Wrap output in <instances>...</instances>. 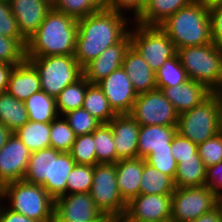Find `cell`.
Segmentation results:
<instances>
[{
  "label": "cell",
  "instance_id": "obj_1",
  "mask_svg": "<svg viewBox=\"0 0 222 222\" xmlns=\"http://www.w3.org/2000/svg\"><path fill=\"white\" fill-rule=\"evenodd\" d=\"M124 15L125 13L104 6L99 11L77 20L74 58L82 68L129 33L128 22L133 24V19L131 15L130 18Z\"/></svg>",
  "mask_w": 222,
  "mask_h": 222
},
{
  "label": "cell",
  "instance_id": "obj_44",
  "mask_svg": "<svg viewBox=\"0 0 222 222\" xmlns=\"http://www.w3.org/2000/svg\"><path fill=\"white\" fill-rule=\"evenodd\" d=\"M198 153L205 167L222 161V131L198 145Z\"/></svg>",
  "mask_w": 222,
  "mask_h": 222
},
{
  "label": "cell",
  "instance_id": "obj_17",
  "mask_svg": "<svg viewBox=\"0 0 222 222\" xmlns=\"http://www.w3.org/2000/svg\"><path fill=\"white\" fill-rule=\"evenodd\" d=\"M108 124L115 141L117 162L138 158L139 123L130 114H117Z\"/></svg>",
  "mask_w": 222,
  "mask_h": 222
},
{
  "label": "cell",
  "instance_id": "obj_20",
  "mask_svg": "<svg viewBox=\"0 0 222 222\" xmlns=\"http://www.w3.org/2000/svg\"><path fill=\"white\" fill-rule=\"evenodd\" d=\"M122 67L137 94L156 89L155 72L131 45L125 52Z\"/></svg>",
  "mask_w": 222,
  "mask_h": 222
},
{
  "label": "cell",
  "instance_id": "obj_16",
  "mask_svg": "<svg viewBox=\"0 0 222 222\" xmlns=\"http://www.w3.org/2000/svg\"><path fill=\"white\" fill-rule=\"evenodd\" d=\"M131 45L130 31L118 43L106 48L97 58L83 67V76L97 84L110 73L122 67L125 52Z\"/></svg>",
  "mask_w": 222,
  "mask_h": 222
},
{
  "label": "cell",
  "instance_id": "obj_5",
  "mask_svg": "<svg viewBox=\"0 0 222 222\" xmlns=\"http://www.w3.org/2000/svg\"><path fill=\"white\" fill-rule=\"evenodd\" d=\"M222 131V102L212 93L179 115L177 132L197 146Z\"/></svg>",
  "mask_w": 222,
  "mask_h": 222
},
{
  "label": "cell",
  "instance_id": "obj_42",
  "mask_svg": "<svg viewBox=\"0 0 222 222\" xmlns=\"http://www.w3.org/2000/svg\"><path fill=\"white\" fill-rule=\"evenodd\" d=\"M25 59V47L17 39L0 34V63L18 65Z\"/></svg>",
  "mask_w": 222,
  "mask_h": 222
},
{
  "label": "cell",
  "instance_id": "obj_12",
  "mask_svg": "<svg viewBox=\"0 0 222 222\" xmlns=\"http://www.w3.org/2000/svg\"><path fill=\"white\" fill-rule=\"evenodd\" d=\"M58 222H109L89 193L66 194L54 199Z\"/></svg>",
  "mask_w": 222,
  "mask_h": 222
},
{
  "label": "cell",
  "instance_id": "obj_19",
  "mask_svg": "<svg viewBox=\"0 0 222 222\" xmlns=\"http://www.w3.org/2000/svg\"><path fill=\"white\" fill-rule=\"evenodd\" d=\"M160 90L179 115L199 105L212 94V90L205 84L192 79L174 87H162Z\"/></svg>",
  "mask_w": 222,
  "mask_h": 222
},
{
  "label": "cell",
  "instance_id": "obj_39",
  "mask_svg": "<svg viewBox=\"0 0 222 222\" xmlns=\"http://www.w3.org/2000/svg\"><path fill=\"white\" fill-rule=\"evenodd\" d=\"M69 153L76 164L95 166L97 158L94 145V131L90 134L76 136Z\"/></svg>",
  "mask_w": 222,
  "mask_h": 222
},
{
  "label": "cell",
  "instance_id": "obj_23",
  "mask_svg": "<svg viewBox=\"0 0 222 222\" xmlns=\"http://www.w3.org/2000/svg\"><path fill=\"white\" fill-rule=\"evenodd\" d=\"M177 126L140 125L138 136V157L145 158L151 150L171 148Z\"/></svg>",
  "mask_w": 222,
  "mask_h": 222
},
{
  "label": "cell",
  "instance_id": "obj_47",
  "mask_svg": "<svg viewBox=\"0 0 222 222\" xmlns=\"http://www.w3.org/2000/svg\"><path fill=\"white\" fill-rule=\"evenodd\" d=\"M209 15L212 40L222 47V2L209 6Z\"/></svg>",
  "mask_w": 222,
  "mask_h": 222
},
{
  "label": "cell",
  "instance_id": "obj_21",
  "mask_svg": "<svg viewBox=\"0 0 222 222\" xmlns=\"http://www.w3.org/2000/svg\"><path fill=\"white\" fill-rule=\"evenodd\" d=\"M41 90L39 74L27 59L14 66L6 90L8 94L24 102L33 93Z\"/></svg>",
  "mask_w": 222,
  "mask_h": 222
},
{
  "label": "cell",
  "instance_id": "obj_10",
  "mask_svg": "<svg viewBox=\"0 0 222 222\" xmlns=\"http://www.w3.org/2000/svg\"><path fill=\"white\" fill-rule=\"evenodd\" d=\"M222 199L206 186L175 188L171 195V222H189L212 211Z\"/></svg>",
  "mask_w": 222,
  "mask_h": 222
},
{
  "label": "cell",
  "instance_id": "obj_41",
  "mask_svg": "<svg viewBox=\"0 0 222 222\" xmlns=\"http://www.w3.org/2000/svg\"><path fill=\"white\" fill-rule=\"evenodd\" d=\"M146 163L156 168L163 174L170 176L173 180L177 170V162L171 154V148L161 150H151L144 158Z\"/></svg>",
  "mask_w": 222,
  "mask_h": 222
},
{
  "label": "cell",
  "instance_id": "obj_22",
  "mask_svg": "<svg viewBox=\"0 0 222 222\" xmlns=\"http://www.w3.org/2000/svg\"><path fill=\"white\" fill-rule=\"evenodd\" d=\"M143 167L144 158L140 157L116 162L117 187L126 203L140 194Z\"/></svg>",
  "mask_w": 222,
  "mask_h": 222
},
{
  "label": "cell",
  "instance_id": "obj_18",
  "mask_svg": "<svg viewBox=\"0 0 222 222\" xmlns=\"http://www.w3.org/2000/svg\"><path fill=\"white\" fill-rule=\"evenodd\" d=\"M21 35L27 40L45 20L52 8L48 0H8Z\"/></svg>",
  "mask_w": 222,
  "mask_h": 222
},
{
  "label": "cell",
  "instance_id": "obj_15",
  "mask_svg": "<svg viewBox=\"0 0 222 222\" xmlns=\"http://www.w3.org/2000/svg\"><path fill=\"white\" fill-rule=\"evenodd\" d=\"M30 154L26 145L15 133H12L6 144L0 149V183L2 186L23 180Z\"/></svg>",
  "mask_w": 222,
  "mask_h": 222
},
{
  "label": "cell",
  "instance_id": "obj_8",
  "mask_svg": "<svg viewBox=\"0 0 222 222\" xmlns=\"http://www.w3.org/2000/svg\"><path fill=\"white\" fill-rule=\"evenodd\" d=\"M134 24L130 27L134 28L133 31L130 29L131 46L156 72L168 58L177 53V49L159 26Z\"/></svg>",
  "mask_w": 222,
  "mask_h": 222
},
{
  "label": "cell",
  "instance_id": "obj_45",
  "mask_svg": "<svg viewBox=\"0 0 222 222\" xmlns=\"http://www.w3.org/2000/svg\"><path fill=\"white\" fill-rule=\"evenodd\" d=\"M171 154L178 162L180 158L193 157V154H199L198 146L177 132L171 142Z\"/></svg>",
  "mask_w": 222,
  "mask_h": 222
},
{
  "label": "cell",
  "instance_id": "obj_25",
  "mask_svg": "<svg viewBox=\"0 0 222 222\" xmlns=\"http://www.w3.org/2000/svg\"><path fill=\"white\" fill-rule=\"evenodd\" d=\"M192 1L194 0H148L133 22L144 26H159L169 16L188 6Z\"/></svg>",
  "mask_w": 222,
  "mask_h": 222
},
{
  "label": "cell",
  "instance_id": "obj_7",
  "mask_svg": "<svg viewBox=\"0 0 222 222\" xmlns=\"http://www.w3.org/2000/svg\"><path fill=\"white\" fill-rule=\"evenodd\" d=\"M37 70L41 89L56 98L69 84L83 76V68L74 55L25 56Z\"/></svg>",
  "mask_w": 222,
  "mask_h": 222
},
{
  "label": "cell",
  "instance_id": "obj_40",
  "mask_svg": "<svg viewBox=\"0 0 222 222\" xmlns=\"http://www.w3.org/2000/svg\"><path fill=\"white\" fill-rule=\"evenodd\" d=\"M63 116L76 136L90 134L101 124L84 108L68 111Z\"/></svg>",
  "mask_w": 222,
  "mask_h": 222
},
{
  "label": "cell",
  "instance_id": "obj_46",
  "mask_svg": "<svg viewBox=\"0 0 222 222\" xmlns=\"http://www.w3.org/2000/svg\"><path fill=\"white\" fill-rule=\"evenodd\" d=\"M145 4V0H109L105 7L120 13L132 11L133 19L135 20L144 9Z\"/></svg>",
  "mask_w": 222,
  "mask_h": 222
},
{
  "label": "cell",
  "instance_id": "obj_3",
  "mask_svg": "<svg viewBox=\"0 0 222 222\" xmlns=\"http://www.w3.org/2000/svg\"><path fill=\"white\" fill-rule=\"evenodd\" d=\"M159 27L176 49L213 43L209 6L199 0L169 16Z\"/></svg>",
  "mask_w": 222,
  "mask_h": 222
},
{
  "label": "cell",
  "instance_id": "obj_9",
  "mask_svg": "<svg viewBox=\"0 0 222 222\" xmlns=\"http://www.w3.org/2000/svg\"><path fill=\"white\" fill-rule=\"evenodd\" d=\"M89 194L108 220L126 212L127 203L117 187L116 163H98L94 166Z\"/></svg>",
  "mask_w": 222,
  "mask_h": 222
},
{
  "label": "cell",
  "instance_id": "obj_4",
  "mask_svg": "<svg viewBox=\"0 0 222 222\" xmlns=\"http://www.w3.org/2000/svg\"><path fill=\"white\" fill-rule=\"evenodd\" d=\"M8 199L9 209L30 219L52 222L54 219V199L37 184L24 180L3 185L2 202Z\"/></svg>",
  "mask_w": 222,
  "mask_h": 222
},
{
  "label": "cell",
  "instance_id": "obj_6",
  "mask_svg": "<svg viewBox=\"0 0 222 222\" xmlns=\"http://www.w3.org/2000/svg\"><path fill=\"white\" fill-rule=\"evenodd\" d=\"M177 56L189 79L214 90L222 75V47L214 42L188 46L177 49Z\"/></svg>",
  "mask_w": 222,
  "mask_h": 222
},
{
  "label": "cell",
  "instance_id": "obj_24",
  "mask_svg": "<svg viewBox=\"0 0 222 222\" xmlns=\"http://www.w3.org/2000/svg\"><path fill=\"white\" fill-rule=\"evenodd\" d=\"M75 164L69 152H60L52 148L51 181H46L42 187L53 199L66 195L67 176Z\"/></svg>",
  "mask_w": 222,
  "mask_h": 222
},
{
  "label": "cell",
  "instance_id": "obj_56",
  "mask_svg": "<svg viewBox=\"0 0 222 222\" xmlns=\"http://www.w3.org/2000/svg\"><path fill=\"white\" fill-rule=\"evenodd\" d=\"M2 190H3V186L0 183V200H1V197H2Z\"/></svg>",
  "mask_w": 222,
  "mask_h": 222
},
{
  "label": "cell",
  "instance_id": "obj_14",
  "mask_svg": "<svg viewBox=\"0 0 222 222\" xmlns=\"http://www.w3.org/2000/svg\"><path fill=\"white\" fill-rule=\"evenodd\" d=\"M125 214L137 222H171V195L139 194L127 203Z\"/></svg>",
  "mask_w": 222,
  "mask_h": 222
},
{
  "label": "cell",
  "instance_id": "obj_2",
  "mask_svg": "<svg viewBox=\"0 0 222 222\" xmlns=\"http://www.w3.org/2000/svg\"><path fill=\"white\" fill-rule=\"evenodd\" d=\"M77 31V19L51 8L27 39L25 56L74 55Z\"/></svg>",
  "mask_w": 222,
  "mask_h": 222
},
{
  "label": "cell",
  "instance_id": "obj_11",
  "mask_svg": "<svg viewBox=\"0 0 222 222\" xmlns=\"http://www.w3.org/2000/svg\"><path fill=\"white\" fill-rule=\"evenodd\" d=\"M139 125L177 126L179 114L160 89L137 95L129 113Z\"/></svg>",
  "mask_w": 222,
  "mask_h": 222
},
{
  "label": "cell",
  "instance_id": "obj_57",
  "mask_svg": "<svg viewBox=\"0 0 222 222\" xmlns=\"http://www.w3.org/2000/svg\"><path fill=\"white\" fill-rule=\"evenodd\" d=\"M104 4H106L109 0H101Z\"/></svg>",
  "mask_w": 222,
  "mask_h": 222
},
{
  "label": "cell",
  "instance_id": "obj_48",
  "mask_svg": "<svg viewBox=\"0 0 222 222\" xmlns=\"http://www.w3.org/2000/svg\"><path fill=\"white\" fill-rule=\"evenodd\" d=\"M205 186L222 199V161L206 168Z\"/></svg>",
  "mask_w": 222,
  "mask_h": 222
},
{
  "label": "cell",
  "instance_id": "obj_31",
  "mask_svg": "<svg viewBox=\"0 0 222 222\" xmlns=\"http://www.w3.org/2000/svg\"><path fill=\"white\" fill-rule=\"evenodd\" d=\"M82 108L86 109L101 124L109 123L117 115L98 84H90L87 87Z\"/></svg>",
  "mask_w": 222,
  "mask_h": 222
},
{
  "label": "cell",
  "instance_id": "obj_55",
  "mask_svg": "<svg viewBox=\"0 0 222 222\" xmlns=\"http://www.w3.org/2000/svg\"><path fill=\"white\" fill-rule=\"evenodd\" d=\"M199 1L203 2L206 6H211L222 2V0H199Z\"/></svg>",
  "mask_w": 222,
  "mask_h": 222
},
{
  "label": "cell",
  "instance_id": "obj_30",
  "mask_svg": "<svg viewBox=\"0 0 222 222\" xmlns=\"http://www.w3.org/2000/svg\"><path fill=\"white\" fill-rule=\"evenodd\" d=\"M174 190V180L147 164L144 159V167L140 181V194L172 195Z\"/></svg>",
  "mask_w": 222,
  "mask_h": 222
},
{
  "label": "cell",
  "instance_id": "obj_29",
  "mask_svg": "<svg viewBox=\"0 0 222 222\" xmlns=\"http://www.w3.org/2000/svg\"><path fill=\"white\" fill-rule=\"evenodd\" d=\"M52 148L41 149L30 154L23 180L37 185L51 181Z\"/></svg>",
  "mask_w": 222,
  "mask_h": 222
},
{
  "label": "cell",
  "instance_id": "obj_54",
  "mask_svg": "<svg viewBox=\"0 0 222 222\" xmlns=\"http://www.w3.org/2000/svg\"><path fill=\"white\" fill-rule=\"evenodd\" d=\"M212 93L222 102V75L218 85L214 88Z\"/></svg>",
  "mask_w": 222,
  "mask_h": 222
},
{
  "label": "cell",
  "instance_id": "obj_43",
  "mask_svg": "<svg viewBox=\"0 0 222 222\" xmlns=\"http://www.w3.org/2000/svg\"><path fill=\"white\" fill-rule=\"evenodd\" d=\"M0 34L9 38H16L26 47L27 40L18 29L17 21L13 16L8 0H0Z\"/></svg>",
  "mask_w": 222,
  "mask_h": 222
},
{
  "label": "cell",
  "instance_id": "obj_53",
  "mask_svg": "<svg viewBox=\"0 0 222 222\" xmlns=\"http://www.w3.org/2000/svg\"><path fill=\"white\" fill-rule=\"evenodd\" d=\"M109 222H137L130 217H128L125 213L115 216L109 219Z\"/></svg>",
  "mask_w": 222,
  "mask_h": 222
},
{
  "label": "cell",
  "instance_id": "obj_26",
  "mask_svg": "<svg viewBox=\"0 0 222 222\" xmlns=\"http://www.w3.org/2000/svg\"><path fill=\"white\" fill-rule=\"evenodd\" d=\"M206 167L199 154L193 157L180 158L174 178L175 188H190L205 186Z\"/></svg>",
  "mask_w": 222,
  "mask_h": 222
},
{
  "label": "cell",
  "instance_id": "obj_52",
  "mask_svg": "<svg viewBox=\"0 0 222 222\" xmlns=\"http://www.w3.org/2000/svg\"><path fill=\"white\" fill-rule=\"evenodd\" d=\"M12 132L0 122V149L6 144Z\"/></svg>",
  "mask_w": 222,
  "mask_h": 222
},
{
  "label": "cell",
  "instance_id": "obj_38",
  "mask_svg": "<svg viewBox=\"0 0 222 222\" xmlns=\"http://www.w3.org/2000/svg\"><path fill=\"white\" fill-rule=\"evenodd\" d=\"M94 166L75 164L67 176L66 194L89 193L93 183Z\"/></svg>",
  "mask_w": 222,
  "mask_h": 222
},
{
  "label": "cell",
  "instance_id": "obj_49",
  "mask_svg": "<svg viewBox=\"0 0 222 222\" xmlns=\"http://www.w3.org/2000/svg\"><path fill=\"white\" fill-rule=\"evenodd\" d=\"M0 200V222H40L38 220L30 219L20 213H17L4 206Z\"/></svg>",
  "mask_w": 222,
  "mask_h": 222
},
{
  "label": "cell",
  "instance_id": "obj_51",
  "mask_svg": "<svg viewBox=\"0 0 222 222\" xmlns=\"http://www.w3.org/2000/svg\"><path fill=\"white\" fill-rule=\"evenodd\" d=\"M15 65L0 63V93L7 90L9 78Z\"/></svg>",
  "mask_w": 222,
  "mask_h": 222
},
{
  "label": "cell",
  "instance_id": "obj_37",
  "mask_svg": "<svg viewBox=\"0 0 222 222\" xmlns=\"http://www.w3.org/2000/svg\"><path fill=\"white\" fill-rule=\"evenodd\" d=\"M104 6L101 0H54L52 2L53 9L77 20L99 11Z\"/></svg>",
  "mask_w": 222,
  "mask_h": 222
},
{
  "label": "cell",
  "instance_id": "obj_32",
  "mask_svg": "<svg viewBox=\"0 0 222 222\" xmlns=\"http://www.w3.org/2000/svg\"><path fill=\"white\" fill-rule=\"evenodd\" d=\"M14 133L31 153L50 147V123L28 121Z\"/></svg>",
  "mask_w": 222,
  "mask_h": 222
},
{
  "label": "cell",
  "instance_id": "obj_28",
  "mask_svg": "<svg viewBox=\"0 0 222 222\" xmlns=\"http://www.w3.org/2000/svg\"><path fill=\"white\" fill-rule=\"evenodd\" d=\"M24 103L29 121L51 123L59 115L56 109L55 98L42 90L33 93Z\"/></svg>",
  "mask_w": 222,
  "mask_h": 222
},
{
  "label": "cell",
  "instance_id": "obj_50",
  "mask_svg": "<svg viewBox=\"0 0 222 222\" xmlns=\"http://www.w3.org/2000/svg\"><path fill=\"white\" fill-rule=\"evenodd\" d=\"M189 222H222V202L212 211Z\"/></svg>",
  "mask_w": 222,
  "mask_h": 222
},
{
  "label": "cell",
  "instance_id": "obj_13",
  "mask_svg": "<svg viewBox=\"0 0 222 222\" xmlns=\"http://www.w3.org/2000/svg\"><path fill=\"white\" fill-rule=\"evenodd\" d=\"M98 86L116 114H129L137 98L129 76L123 67L116 69L99 81Z\"/></svg>",
  "mask_w": 222,
  "mask_h": 222
},
{
  "label": "cell",
  "instance_id": "obj_36",
  "mask_svg": "<svg viewBox=\"0 0 222 222\" xmlns=\"http://www.w3.org/2000/svg\"><path fill=\"white\" fill-rule=\"evenodd\" d=\"M75 139L76 135L64 116L58 115L50 123V148L70 152Z\"/></svg>",
  "mask_w": 222,
  "mask_h": 222
},
{
  "label": "cell",
  "instance_id": "obj_35",
  "mask_svg": "<svg viewBox=\"0 0 222 222\" xmlns=\"http://www.w3.org/2000/svg\"><path fill=\"white\" fill-rule=\"evenodd\" d=\"M94 145L98 163H116L117 153L110 125L100 124L94 130Z\"/></svg>",
  "mask_w": 222,
  "mask_h": 222
},
{
  "label": "cell",
  "instance_id": "obj_33",
  "mask_svg": "<svg viewBox=\"0 0 222 222\" xmlns=\"http://www.w3.org/2000/svg\"><path fill=\"white\" fill-rule=\"evenodd\" d=\"M91 83L82 76L78 81L66 86L55 98L56 109L59 115L68 111L82 108L87 87Z\"/></svg>",
  "mask_w": 222,
  "mask_h": 222
},
{
  "label": "cell",
  "instance_id": "obj_27",
  "mask_svg": "<svg viewBox=\"0 0 222 222\" xmlns=\"http://www.w3.org/2000/svg\"><path fill=\"white\" fill-rule=\"evenodd\" d=\"M28 121L25 103L7 92L0 93V122L14 133Z\"/></svg>",
  "mask_w": 222,
  "mask_h": 222
},
{
  "label": "cell",
  "instance_id": "obj_34",
  "mask_svg": "<svg viewBox=\"0 0 222 222\" xmlns=\"http://www.w3.org/2000/svg\"><path fill=\"white\" fill-rule=\"evenodd\" d=\"M156 88L174 87L189 80L186 70L182 67L177 53L168 58L155 72Z\"/></svg>",
  "mask_w": 222,
  "mask_h": 222
}]
</instances>
